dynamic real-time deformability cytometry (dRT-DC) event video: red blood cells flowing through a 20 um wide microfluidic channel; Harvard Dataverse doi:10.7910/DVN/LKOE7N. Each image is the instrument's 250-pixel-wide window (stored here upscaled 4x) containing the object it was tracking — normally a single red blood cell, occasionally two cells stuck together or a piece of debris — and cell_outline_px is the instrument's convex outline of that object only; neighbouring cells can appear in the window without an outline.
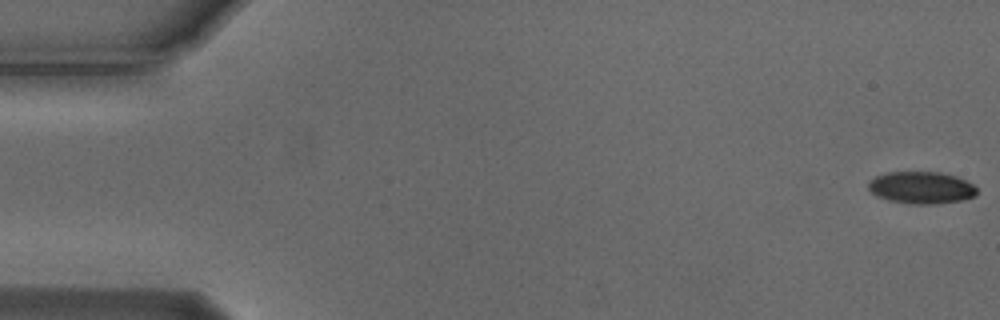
{"species": "Egyptian fruit bat (a non-hibernating species)", "species_latin": "Rousettus aegyptiacus", "temperature_condition": "cold", "stored_images_in_passage": 55, "camera_frame_rate_fps": 3000, "um_per_image_px": 0.085, "animal": {"sex": "male"}, "frame": {"image": 1, "passage_image": 1, "time_ms": 0.0, "image_size_px": [1000, 320], "cell_outline_px": [[976, 196], [964, 200], [932, 204], [916, 204], [888, 200], [876, 196], [868, 188], [868, 180], [876, 176], [888, 172], [940, 172], [956, 176], [972, 184], [976, 188]], "centroid_in_image_um": [78.3, 15.95], "position_along_channel_um": 6.7, "area_um2": 20.29}}
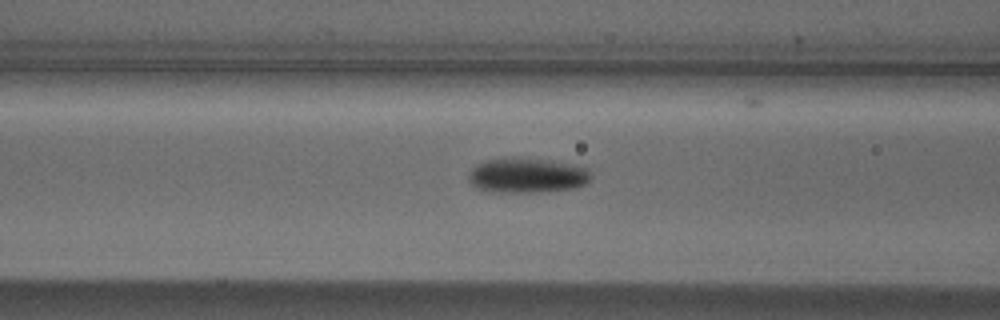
{"frame": {"image": 2, "passage_image": 22, "time_ms": 7.0, "image_size_px": [1000, 320], "cell_outline_px": [[592, 176], [584, 184], [572, 188], [532, 192], [488, 192], [476, 188], [468, 180], [468, 176], [472, 168], [476, 164], [484, 160], [544, 160], [588, 168]], "centroid_in_image_um": [44.75, 14.95], "position_along_channel_um": 121.9, "area_um2": 23.99}}
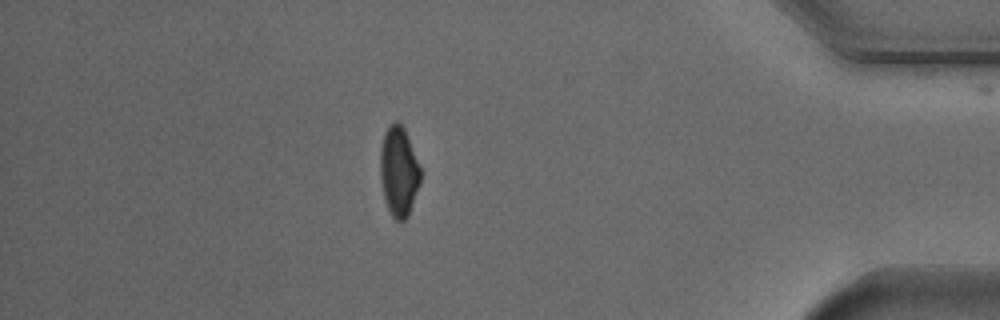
{"frame": {"image": 3, "passage_image": 48, "time_ms": 15.667, "image_size_px": [1000, 320], "cell_outline_px": [[420, 180], [408, 216], [404, 220], [396, 220], [392, 216], [384, 200], [380, 176], [380, 148], [384, 132], [388, 124], [396, 120], [404, 128], [420, 168]], "centroid_in_image_um": [33.86, 14.54], "position_along_channel_um": 401.3, "area_um2": 20.87}, "authors_computed_cell_mechanics": {"area_um2": 21.675, "velocity_mm_per_s": 3.7311, "shape_relaxation_time_tau1_ms": 4.3141, "shape_relaxation_time_tau2_ms": null, "deformation_change_tau1": 0.1547, "deformation_change_tau2": null}}